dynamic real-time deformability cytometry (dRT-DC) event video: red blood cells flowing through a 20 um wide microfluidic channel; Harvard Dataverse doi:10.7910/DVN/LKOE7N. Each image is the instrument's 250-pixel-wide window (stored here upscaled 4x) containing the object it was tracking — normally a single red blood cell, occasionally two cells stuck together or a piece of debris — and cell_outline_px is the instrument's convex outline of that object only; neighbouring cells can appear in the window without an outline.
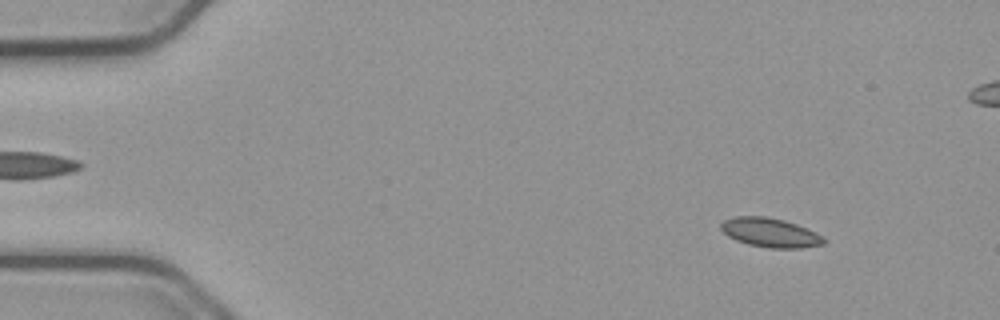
{"species": "common noctule bat (a hibernating species)", "species_latin": "Nyctalus noctula", "temperature_condition": "cold", "stored_images_in_passage": 55, "camera_frame_rate_fps": 3000, "um_per_image_px": 0.085, "animal": {"sex": "male", "body_mass_g": 23.1, "forearm_length_mm": 52.7}, "frame": {"image": 1, "passage_image": 6, "time_ms": 1.667, "image_size_px": [1000, 320], "cell_outline_px": [[824, 244], [800, 248], [768, 248], [748, 244], [736, 240], [728, 236], [720, 228], [720, 224], [724, 220], [736, 216], [764, 216], [784, 220], [796, 224], [820, 236], [824, 240]], "centroid_in_image_um": [65.4, 19.77], "position_along_channel_um": 19.6, "area_um2": 17.17}}
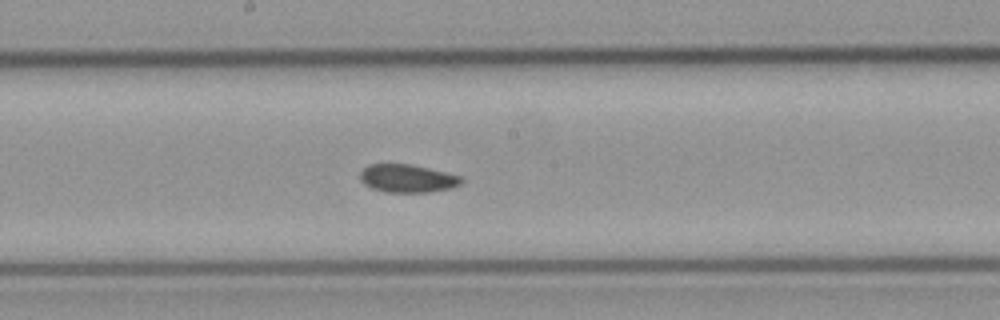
{"frame": {"image": 2, "passage_image": 29, "time_ms": 9.333, "image_size_px": [1000, 320], "cell_outline_px": [[464, 180], [460, 184], [452, 188], [428, 192], [384, 192], [372, 188], [364, 184], [360, 180], [360, 172], [368, 164], [412, 164], [460, 176]], "centroid_in_image_um": [34.61, 15.17], "position_along_channel_um": 213.6, "area_um2": 16.53}}
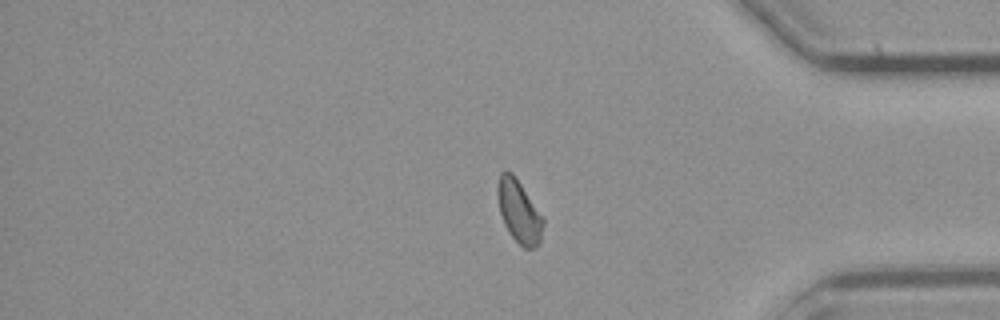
{"frame": {"image": 3, "passage_image": 45, "time_ms": 14.667, "image_size_px": [1000, 320], "cell_outline_px": [[544, 224], [540, 244], [536, 248], [524, 248], [508, 232], [504, 224], [500, 212], [496, 192], [496, 188], [500, 172], [512, 172], [544, 216]], "centroid_in_image_um": [44.13, 17.98], "position_along_channel_um": 391.1, "area_um2": 16.88}, "authors_computed_cell_mechanics": {"area_um2": 16.7042, "velocity_mm_per_s": 3.7673, "shape_relaxation_time_tau1_ms": null, "shape_relaxation_time_tau2_ms": 3.7577, "deformation_change_tau1": null, "deformation_change_tau2": 0.0812}}